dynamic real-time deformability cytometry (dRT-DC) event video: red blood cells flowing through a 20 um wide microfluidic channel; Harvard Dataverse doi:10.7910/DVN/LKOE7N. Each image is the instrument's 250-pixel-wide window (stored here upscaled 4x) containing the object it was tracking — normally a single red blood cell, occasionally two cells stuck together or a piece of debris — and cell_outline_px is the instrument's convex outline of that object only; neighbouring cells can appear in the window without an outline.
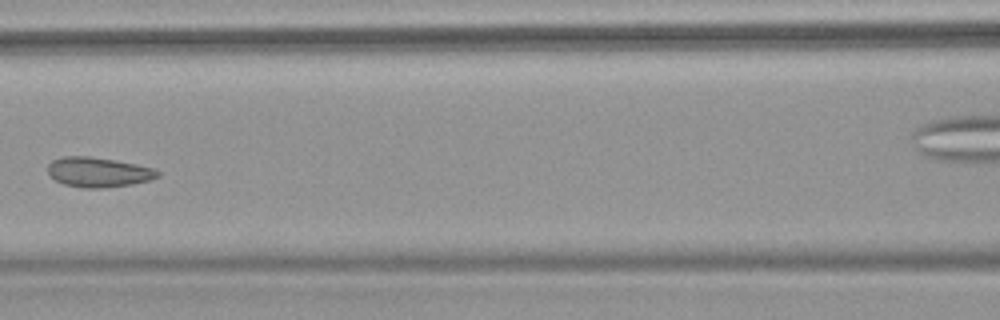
{"species": "common noctule bat (a hibernating species)", "species_latin": "Nyctalus noctula", "temperature_condition": "warm", "stored_images_in_passage": 8, "camera_frame_rate_fps": 3000, "um_per_image_px": 0.085, "animal": {"sex": "female", "body_mass_g": 18.4}, "frame": {"image": 1, "passage_image": 7, "time_ms": 8.0, "image_size_px": [1000, 320], "cell_outline_px": [[160, 176], [152, 180], [132, 184], [100, 188], [84, 188], [64, 184], [48, 176], [48, 164], [52, 160], [64, 156], [88, 156], [136, 164], [152, 168], [160, 172]], "centroid_in_image_um": [8.35, 14.64], "position_along_channel_um": 158.3, "area_um2": 19.07}}
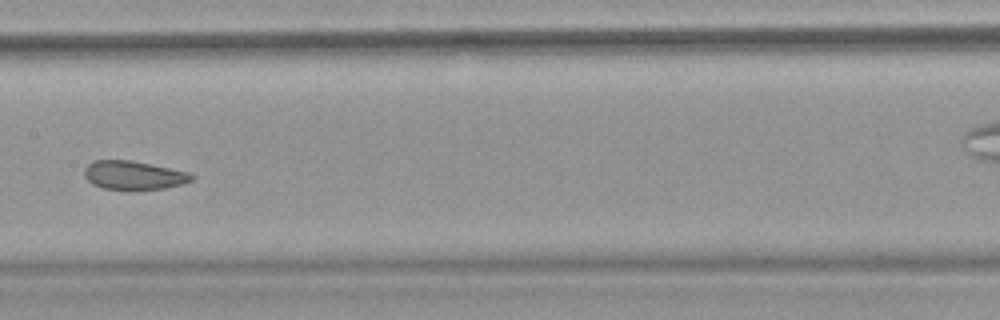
{"frame": {"image": 2, "passage_image": 8, "time_ms": 9.0, "image_size_px": [1000, 320], "cell_outline_px": [[196, 176], [192, 180], [184, 184], [164, 188], [104, 188], [92, 184], [84, 176], [84, 168], [92, 160], [132, 160], [188, 172]], "centroid_in_image_um": [11.36, 14.87], "position_along_channel_um": 196.0, "area_um2": 17.63}}